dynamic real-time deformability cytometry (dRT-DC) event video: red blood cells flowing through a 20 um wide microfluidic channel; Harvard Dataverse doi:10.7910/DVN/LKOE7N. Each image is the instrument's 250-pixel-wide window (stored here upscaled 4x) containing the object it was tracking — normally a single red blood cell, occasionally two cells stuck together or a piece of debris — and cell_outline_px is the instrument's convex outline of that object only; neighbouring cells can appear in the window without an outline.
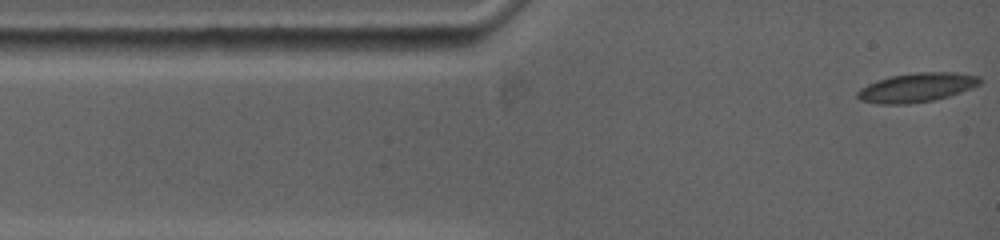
{"species": "common noctule bat (a hibernating species)", "species_latin": "Nyctalus noctula", "temperature_condition": "warm", "stored_images_in_passage": 71, "camera_frame_rate_fps": 5000, "um_per_image_px": 0.085, "animal": {"sex": "female", "body_mass_g": 19.0, "forearm_length_mm": 53.3}, "frame": {"image": 1, "passage_image": 1, "time_ms": 0.0, "image_size_px": [1000, 240], "cell_outline_px": [[980, 84], [960, 92], [948, 96], [932, 100], [908, 104], [880, 104], [860, 100], [856, 96], [856, 92], [860, 88], [868, 84], [892, 76], [920, 72], [956, 72], [980, 76]], "centroid_in_image_um": [77.91, 7.44], "position_along_channel_um": 7.1, "area_um2": 20.52}}
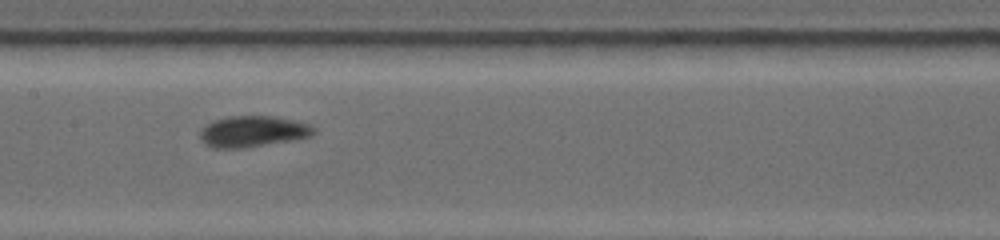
{"frame": {"image": 2, "passage_image": 31, "time_ms": 6.0, "image_size_px": [1000, 240], "cell_outline_px": [[316, 132], [308, 136], [236, 148], [216, 148], [208, 144], [200, 136], [200, 132], [212, 120], [228, 116], [272, 116], [296, 120], [308, 124]], "centroid_in_image_um": [21.45, 11.13], "position_along_channel_um": 185.9, "area_um2": 19.65}}
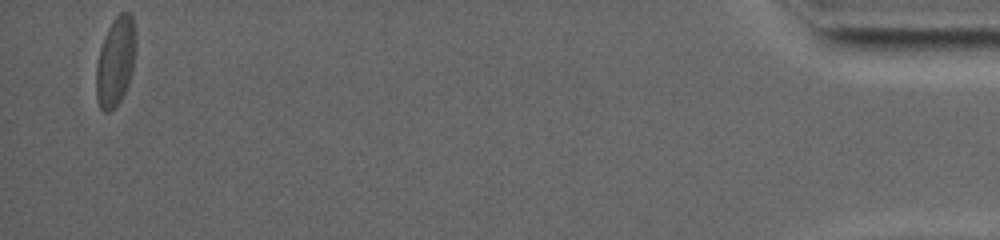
{"frame": {"image": 3, "passage_image": 71, "time_ms": 14.0, "image_size_px": [1000, 240], "cell_outline_px": [[136, 48], [132, 72], [128, 84], [120, 100], [108, 112], [104, 112], [100, 108], [96, 100], [96, 64], [100, 48], [104, 36], [112, 20], [120, 12], [128, 12], [132, 16], [136, 32]], "centroid_in_image_um": [9.82, 5.2], "position_along_channel_um": 425.4, "area_um2": 20.75}, "authors_computed_cell_mechanics": {"area_um2": 19.074, "velocity_mm_per_s": 3.7687, "shape_relaxation_time_tau1_ms": 6.1138, "shape_relaxation_time_tau2_ms": null, "deformation_change_tau1": 0.1705, "deformation_change_tau2": null}}